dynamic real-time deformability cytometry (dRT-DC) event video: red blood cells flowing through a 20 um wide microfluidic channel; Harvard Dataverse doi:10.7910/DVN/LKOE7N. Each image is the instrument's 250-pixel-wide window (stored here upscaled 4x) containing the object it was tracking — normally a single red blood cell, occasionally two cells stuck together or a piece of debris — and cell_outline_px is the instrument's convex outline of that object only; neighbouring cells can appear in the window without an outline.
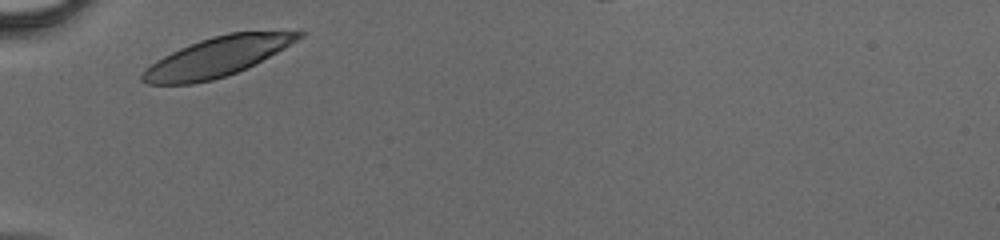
{"species": "human", "species_latin": "Homo sapiens", "temperature_condition": "cold", "stored_images_in_passage": 24, "camera_frame_rate_fps": 3000, "um_per_image_px": 0.085, "donor": {"sex": "male"}, "frame": {"image": 1, "passage_image": 1, "time_ms": 0.0, "image_size_px": [1000, 240], "cell_outline_px": [[308, 32], [304, 36], [284, 48], [236, 72], [212, 80], [192, 84], [148, 84], [140, 80], [140, 76], [144, 68], [156, 60], [180, 48], [200, 40], [212, 36], [228, 32]], "centroid_in_image_um": [18.37, 4.84], "position_along_channel_um": 66.6, "area_um2": 35.26}}
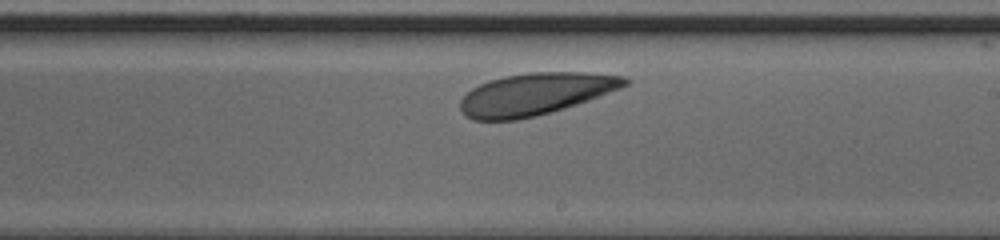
{"frame": {"image": 2, "passage_image": 14, "time_ms": 4.333, "image_size_px": [1000, 240], "cell_outline_px": [[632, 80], [628, 84], [620, 88], [588, 100], [564, 108], [536, 116], [516, 120], [472, 120], [464, 116], [460, 108], [460, 100], [472, 88], [480, 84], [504, 76], [528, 72], [584, 72], [624, 76]], "centroid_in_image_um": [45.5, 7.99], "position_along_channel_um": 243.5, "area_um2": 40.17}}
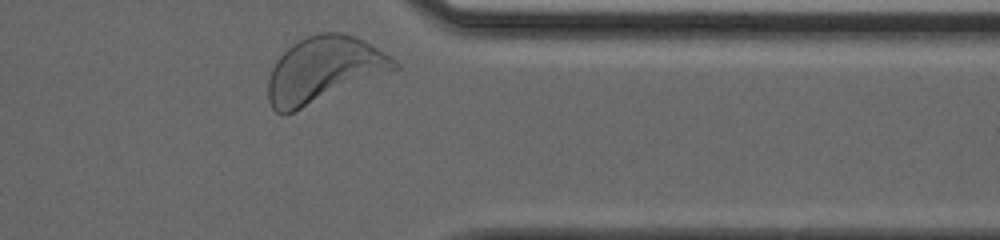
{"frame": {"image": 3, "passage_image": 24, "time_ms": 7.667, "image_size_px": [1000, 240], "cell_outline_px": [[400, 68], [284, 116], [276, 112], [272, 108], [268, 100], [268, 80], [272, 68], [276, 60], [292, 44], [308, 36], [320, 32], [340, 32], [364, 40], [400, 64]], "centroid_in_image_um": [27.49, 5.94], "position_along_channel_um": 383.9, "area_um2": 47.92}}